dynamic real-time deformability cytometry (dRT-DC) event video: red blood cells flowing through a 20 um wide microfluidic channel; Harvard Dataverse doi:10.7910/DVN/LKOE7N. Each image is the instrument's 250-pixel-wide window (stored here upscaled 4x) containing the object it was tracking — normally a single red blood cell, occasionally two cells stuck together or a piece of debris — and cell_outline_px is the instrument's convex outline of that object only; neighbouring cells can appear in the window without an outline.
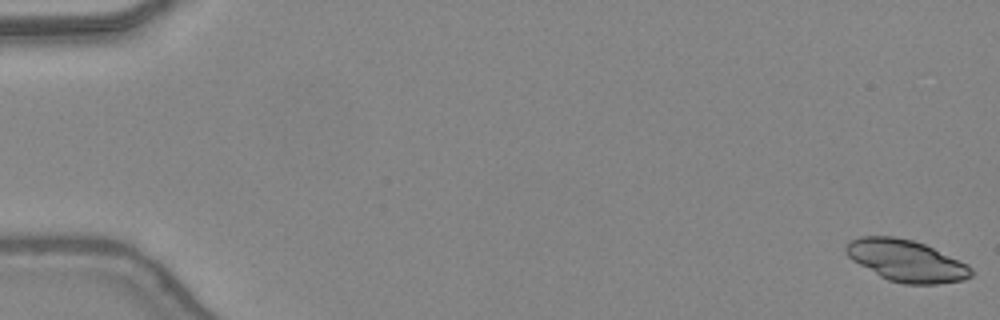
{"species": "common noctule bat (a hibernating species)", "species_latin": "Nyctalus noctula", "temperature_condition": "warm", "stored_images_in_passage": 17, "camera_frame_rate_fps": 3000, "um_per_image_px": 0.085, "animal": {"sex": "female", "body_mass_g": 24.6, "forearm_length_mm": 56.2}, "frame": {"image": 1, "passage_image": 1, "time_ms": 0.0, "image_size_px": [1000, 320], "cell_outline_px": [[972, 276], [964, 280], [936, 284], [904, 284], [888, 280], [880, 276], [852, 260], [844, 252], [844, 248], [848, 240], [860, 236], [892, 236], [912, 240], [924, 244], [968, 264], [972, 268]], "centroid_in_image_um": [77.01, 22.15], "position_along_channel_um": 8.0, "area_um2": 30.4}}
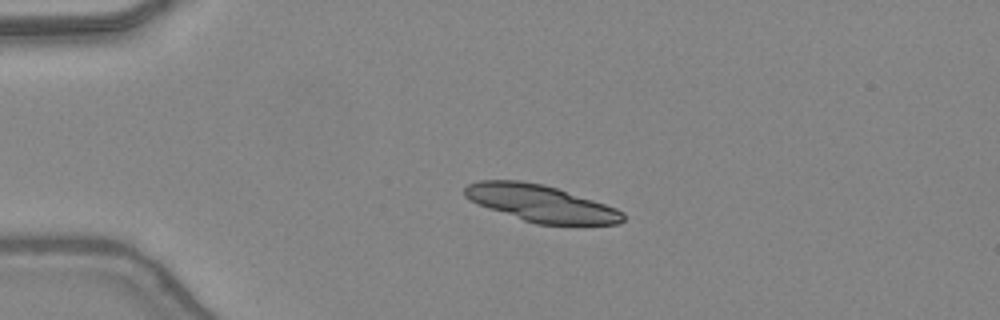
{"frame": {"image": 2, "passage_image": 12, "time_ms": 3.667, "image_size_px": [1000, 320], "cell_outline_px": [[624, 220], [620, 224], [536, 224], [488, 208], [464, 196], [464, 188], [468, 184], [480, 180], [520, 180], [544, 184], [616, 208], [624, 212]], "centroid_in_image_um": [45.97, 17.28], "position_along_channel_um": 39.0, "area_um2": 33.47}}